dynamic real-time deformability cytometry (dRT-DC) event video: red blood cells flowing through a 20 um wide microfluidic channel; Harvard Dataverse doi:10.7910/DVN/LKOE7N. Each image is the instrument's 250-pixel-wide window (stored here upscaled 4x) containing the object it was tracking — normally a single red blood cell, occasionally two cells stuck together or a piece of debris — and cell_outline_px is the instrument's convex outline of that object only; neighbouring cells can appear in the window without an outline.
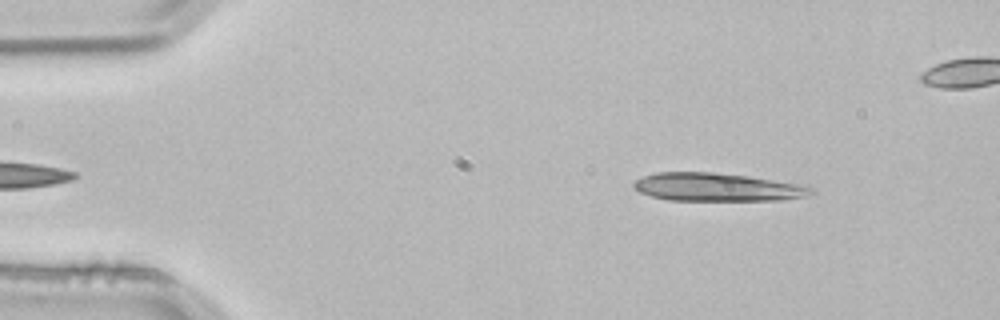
{"species": "common noctule bat (a hibernating species)", "species_latin": "Nyctalus noctula", "temperature_condition": "room temperature", "stored_images_in_passage": 4, "camera_frame_rate_fps": 3000, "um_per_image_px": 0.085, "animal": {"sex": "male", "body_mass_g": 21.5, "forearm_length_mm": 52.0}, "frame": {"image": 1, "passage_image": 1, "time_ms": 0.0, "image_size_px": [1000, 320], "cell_outline_px": [[816, 192], [804, 196], [780, 200], [668, 200], [652, 196], [640, 192], [632, 188], [632, 184], [636, 180], [644, 176], [656, 172], [712, 172], [748, 176], [808, 184]], "centroid_in_image_um": [61.0, 15.9], "position_along_channel_um": 24.0, "area_um2": 29.3}}